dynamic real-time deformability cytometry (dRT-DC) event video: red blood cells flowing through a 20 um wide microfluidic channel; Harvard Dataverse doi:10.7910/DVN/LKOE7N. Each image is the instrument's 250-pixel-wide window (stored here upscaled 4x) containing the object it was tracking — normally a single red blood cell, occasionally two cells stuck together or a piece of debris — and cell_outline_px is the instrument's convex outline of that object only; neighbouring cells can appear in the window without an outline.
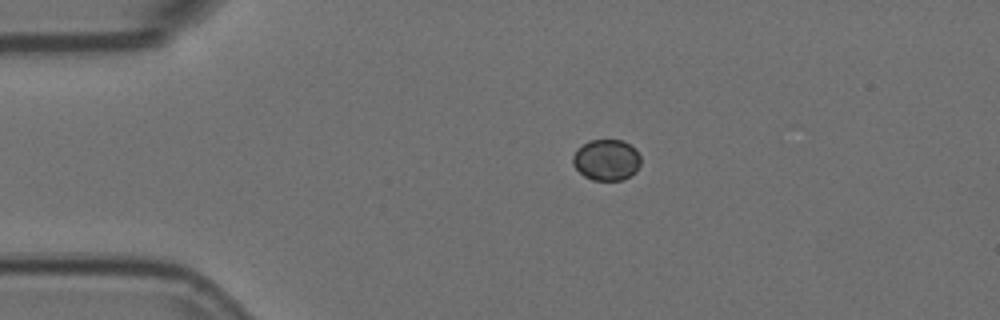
{"species": "Egyptian fruit bat (a non-hibernating species)", "species_latin": "Rousettus aegyptiacus", "temperature_condition": "room temperature", "stored_images_in_passage": 45, "camera_frame_rate_fps": 3000, "um_per_image_px": 0.085, "animal": {"sex": "female"}, "frame": {"image": 1, "passage_image": 1, "time_ms": 0.0, "image_size_px": [1000, 320], "cell_outline_px": [[640, 164], [636, 172], [620, 180], [592, 180], [584, 176], [572, 164], [572, 156], [576, 148], [588, 140], [624, 140], [636, 148], [640, 156]], "centroid_in_image_um": [51.54, 13.57], "position_along_channel_um": 33.5, "area_um2": 16.47}}
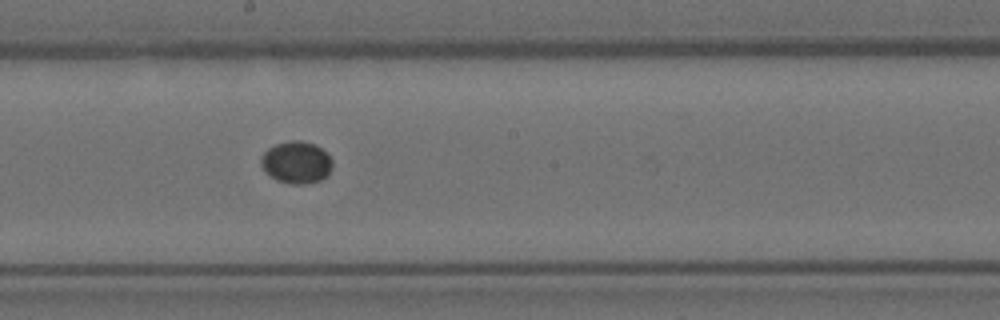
{"frame": {"image": 2, "passage_image": 20, "time_ms": 6.333, "image_size_px": [1000, 320], "cell_outline_px": [[332, 168], [328, 176], [320, 180], [304, 184], [288, 184], [276, 180], [264, 172], [260, 164], [260, 156], [268, 148], [276, 144], [292, 140], [300, 140], [316, 144], [332, 160]], "centroid_in_image_um": [25.16, 13.81], "position_along_channel_um": 223.0, "area_um2": 17.74}}
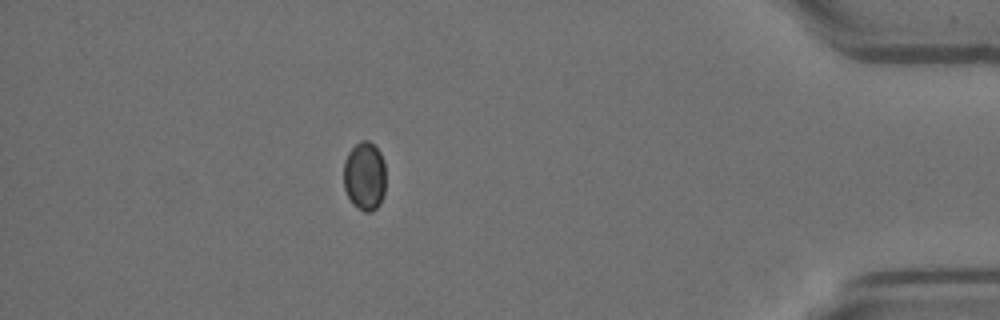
{"frame": {"image": 3, "passage_image": 39, "time_ms": 12.667, "image_size_px": [1000, 320], "cell_outline_px": [[384, 196], [380, 204], [372, 212], [364, 212], [356, 208], [352, 204], [344, 188], [344, 160], [348, 152], [360, 140], [368, 140], [380, 152], [384, 160]], "centroid_in_image_um": [30.98, 14.99], "position_along_channel_um": 404.2, "area_um2": 17.05}}